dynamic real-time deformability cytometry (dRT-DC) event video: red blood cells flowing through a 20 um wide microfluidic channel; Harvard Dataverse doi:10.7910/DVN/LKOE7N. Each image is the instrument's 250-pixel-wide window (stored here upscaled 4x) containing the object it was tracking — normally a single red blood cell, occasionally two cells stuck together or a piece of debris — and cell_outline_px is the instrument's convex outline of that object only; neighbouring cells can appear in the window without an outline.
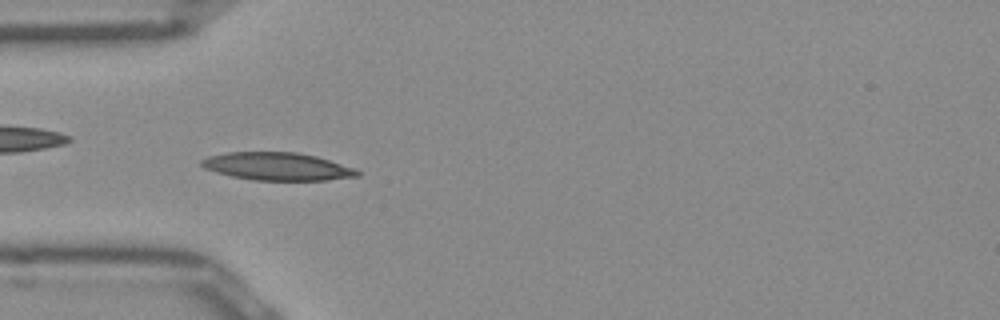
{"species": "Egyptian fruit bat (a non-hibernating species)", "species_latin": "Rousettus aegyptiacus", "temperature_condition": "room temperature", "stored_images_in_passage": 47, "camera_frame_rate_fps": 3000, "um_per_image_px": 0.085, "frame": {"image": 1, "passage_image": 11, "time_ms": 3.333, "image_size_px": [1000, 320], "cell_outline_px": [[360, 176], [324, 180], [252, 180], [232, 176], [216, 172], [204, 168], [200, 164], [200, 160], [208, 156], [228, 152], [296, 152], [316, 156], [356, 168], [360, 172]], "centroid_in_image_um": [23.57, 14.14], "position_along_channel_um": 61.4, "area_um2": 25.26}}
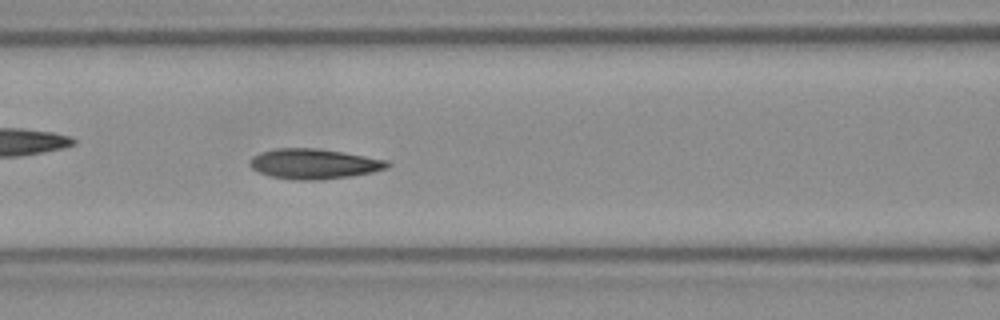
{"frame": {"image": 2, "passage_image": 17, "time_ms": 5.333, "image_size_px": [1000, 320], "cell_outline_px": [[392, 164], [388, 168], [372, 172], [352, 176], [320, 180], [296, 180], [272, 176], [260, 172], [252, 168], [248, 164], [252, 156], [260, 152], [276, 148], [316, 148], [344, 152], [388, 160]], "centroid_in_image_um": [26.71, 13.92], "position_along_channel_um": 139.9, "area_um2": 24.28}}
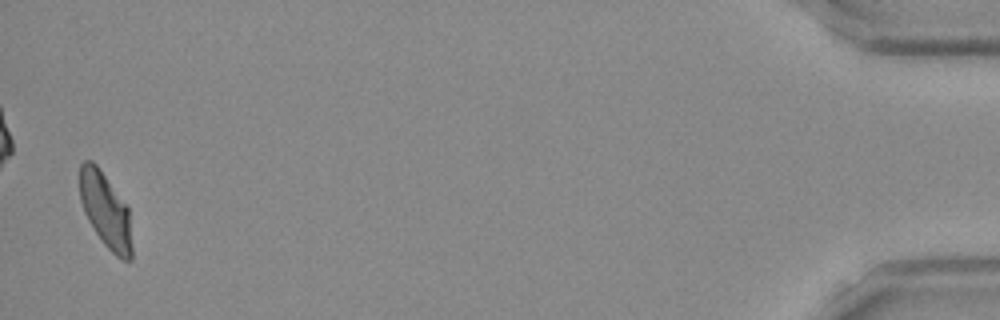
{"frame": {"image": 3, "passage_image": 46, "time_ms": 15.0, "image_size_px": [1000, 320], "cell_outline_px": [[132, 260], [120, 260], [104, 244], [88, 220], [84, 212], [80, 200], [80, 164], [84, 160], [92, 160], [96, 164], [128, 204], [132, 248]], "centroid_in_image_um": [8.99, 17.87], "position_along_channel_um": 426.2, "area_um2": 23.0}, "authors_computed_cell_mechanics": {"area_um2": 23.6402, "velocity_mm_per_s": 3.9425, "shape_relaxation_time_tau1_ms": 5.3246, "shape_relaxation_time_tau2_ms": 2.2866, "deformation_change_tau1": 0.1602, "deformation_change_tau2": 0.082}}